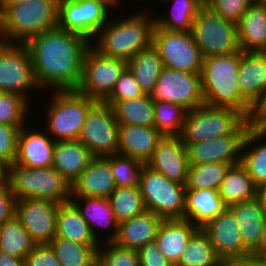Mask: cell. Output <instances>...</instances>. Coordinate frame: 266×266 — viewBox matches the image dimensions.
Segmentation results:
<instances>
[{
  "mask_svg": "<svg viewBox=\"0 0 266 266\" xmlns=\"http://www.w3.org/2000/svg\"><path fill=\"white\" fill-rule=\"evenodd\" d=\"M24 45L31 55L40 89L76 90L82 80L83 62L91 42L61 28H53L28 39Z\"/></svg>",
  "mask_w": 266,
  "mask_h": 266,
  "instance_id": "1",
  "label": "cell"
},
{
  "mask_svg": "<svg viewBox=\"0 0 266 266\" xmlns=\"http://www.w3.org/2000/svg\"><path fill=\"white\" fill-rule=\"evenodd\" d=\"M113 17L97 33L91 45L107 57L129 61L134 55L152 45L155 19L148 9ZM120 17V18H119Z\"/></svg>",
  "mask_w": 266,
  "mask_h": 266,
  "instance_id": "2",
  "label": "cell"
},
{
  "mask_svg": "<svg viewBox=\"0 0 266 266\" xmlns=\"http://www.w3.org/2000/svg\"><path fill=\"white\" fill-rule=\"evenodd\" d=\"M240 59L241 50L203 58L201 83L204 104L235 109L251 120L255 108L241 95L239 89Z\"/></svg>",
  "mask_w": 266,
  "mask_h": 266,
  "instance_id": "3",
  "label": "cell"
},
{
  "mask_svg": "<svg viewBox=\"0 0 266 266\" xmlns=\"http://www.w3.org/2000/svg\"><path fill=\"white\" fill-rule=\"evenodd\" d=\"M59 0H24L0 14L2 42L25 43L31 37L57 27Z\"/></svg>",
  "mask_w": 266,
  "mask_h": 266,
  "instance_id": "4",
  "label": "cell"
},
{
  "mask_svg": "<svg viewBox=\"0 0 266 266\" xmlns=\"http://www.w3.org/2000/svg\"><path fill=\"white\" fill-rule=\"evenodd\" d=\"M43 128L54 141L78 140L89 109L97 100L77 90H50ZM46 121V122H45Z\"/></svg>",
  "mask_w": 266,
  "mask_h": 266,
  "instance_id": "5",
  "label": "cell"
},
{
  "mask_svg": "<svg viewBox=\"0 0 266 266\" xmlns=\"http://www.w3.org/2000/svg\"><path fill=\"white\" fill-rule=\"evenodd\" d=\"M8 181L17 200L33 198L59 204L70 202L71 185L52 166L29 168L11 164L8 166Z\"/></svg>",
  "mask_w": 266,
  "mask_h": 266,
  "instance_id": "6",
  "label": "cell"
},
{
  "mask_svg": "<svg viewBox=\"0 0 266 266\" xmlns=\"http://www.w3.org/2000/svg\"><path fill=\"white\" fill-rule=\"evenodd\" d=\"M119 8L117 0H59L57 27L92 42L111 18L110 12Z\"/></svg>",
  "mask_w": 266,
  "mask_h": 266,
  "instance_id": "7",
  "label": "cell"
},
{
  "mask_svg": "<svg viewBox=\"0 0 266 266\" xmlns=\"http://www.w3.org/2000/svg\"><path fill=\"white\" fill-rule=\"evenodd\" d=\"M190 32L203 58L240 50L237 24L222 18L206 4L199 9Z\"/></svg>",
  "mask_w": 266,
  "mask_h": 266,
  "instance_id": "8",
  "label": "cell"
},
{
  "mask_svg": "<svg viewBox=\"0 0 266 266\" xmlns=\"http://www.w3.org/2000/svg\"><path fill=\"white\" fill-rule=\"evenodd\" d=\"M139 187L146 210L156 212L163 219L184 218L185 185L167 179L145 164L140 172Z\"/></svg>",
  "mask_w": 266,
  "mask_h": 266,
  "instance_id": "9",
  "label": "cell"
},
{
  "mask_svg": "<svg viewBox=\"0 0 266 266\" xmlns=\"http://www.w3.org/2000/svg\"><path fill=\"white\" fill-rule=\"evenodd\" d=\"M246 118L232 108L202 105L187 111L181 134L187 146L201 140L232 134Z\"/></svg>",
  "mask_w": 266,
  "mask_h": 266,
  "instance_id": "10",
  "label": "cell"
},
{
  "mask_svg": "<svg viewBox=\"0 0 266 266\" xmlns=\"http://www.w3.org/2000/svg\"><path fill=\"white\" fill-rule=\"evenodd\" d=\"M40 89L29 50L23 43H0V92L14 93L29 103L30 93Z\"/></svg>",
  "mask_w": 266,
  "mask_h": 266,
  "instance_id": "11",
  "label": "cell"
},
{
  "mask_svg": "<svg viewBox=\"0 0 266 266\" xmlns=\"http://www.w3.org/2000/svg\"><path fill=\"white\" fill-rule=\"evenodd\" d=\"M152 46L160 55L164 67L201 74L203 56L190 31L154 27Z\"/></svg>",
  "mask_w": 266,
  "mask_h": 266,
  "instance_id": "12",
  "label": "cell"
},
{
  "mask_svg": "<svg viewBox=\"0 0 266 266\" xmlns=\"http://www.w3.org/2000/svg\"><path fill=\"white\" fill-rule=\"evenodd\" d=\"M126 68L127 61L107 57L91 45L85 54L82 80L76 90L97 101H104Z\"/></svg>",
  "mask_w": 266,
  "mask_h": 266,
  "instance_id": "13",
  "label": "cell"
},
{
  "mask_svg": "<svg viewBox=\"0 0 266 266\" xmlns=\"http://www.w3.org/2000/svg\"><path fill=\"white\" fill-rule=\"evenodd\" d=\"M119 123L112 106L97 101L87 112L78 140L94 157H108L118 154Z\"/></svg>",
  "mask_w": 266,
  "mask_h": 266,
  "instance_id": "14",
  "label": "cell"
},
{
  "mask_svg": "<svg viewBox=\"0 0 266 266\" xmlns=\"http://www.w3.org/2000/svg\"><path fill=\"white\" fill-rule=\"evenodd\" d=\"M151 97L180 104L188 111L198 108L204 105L201 74L164 67Z\"/></svg>",
  "mask_w": 266,
  "mask_h": 266,
  "instance_id": "15",
  "label": "cell"
},
{
  "mask_svg": "<svg viewBox=\"0 0 266 266\" xmlns=\"http://www.w3.org/2000/svg\"><path fill=\"white\" fill-rule=\"evenodd\" d=\"M252 125L246 119L232 134L188 144V163H241L243 142Z\"/></svg>",
  "mask_w": 266,
  "mask_h": 266,
  "instance_id": "16",
  "label": "cell"
},
{
  "mask_svg": "<svg viewBox=\"0 0 266 266\" xmlns=\"http://www.w3.org/2000/svg\"><path fill=\"white\" fill-rule=\"evenodd\" d=\"M59 203L46 199L23 198L16 201V218L36 244H49L56 236Z\"/></svg>",
  "mask_w": 266,
  "mask_h": 266,
  "instance_id": "17",
  "label": "cell"
},
{
  "mask_svg": "<svg viewBox=\"0 0 266 266\" xmlns=\"http://www.w3.org/2000/svg\"><path fill=\"white\" fill-rule=\"evenodd\" d=\"M202 230L207 234L221 260L251 256V253L244 247L237 222L227 208L206 223Z\"/></svg>",
  "mask_w": 266,
  "mask_h": 266,
  "instance_id": "18",
  "label": "cell"
},
{
  "mask_svg": "<svg viewBox=\"0 0 266 266\" xmlns=\"http://www.w3.org/2000/svg\"><path fill=\"white\" fill-rule=\"evenodd\" d=\"M146 165L171 181L187 183L188 151L180 136H163Z\"/></svg>",
  "mask_w": 266,
  "mask_h": 266,
  "instance_id": "19",
  "label": "cell"
},
{
  "mask_svg": "<svg viewBox=\"0 0 266 266\" xmlns=\"http://www.w3.org/2000/svg\"><path fill=\"white\" fill-rule=\"evenodd\" d=\"M28 125L20 129L15 164L29 168L52 166L55 141L45 130L29 129Z\"/></svg>",
  "mask_w": 266,
  "mask_h": 266,
  "instance_id": "20",
  "label": "cell"
},
{
  "mask_svg": "<svg viewBox=\"0 0 266 266\" xmlns=\"http://www.w3.org/2000/svg\"><path fill=\"white\" fill-rule=\"evenodd\" d=\"M116 187L110 156L95 157L71 185V196L108 198Z\"/></svg>",
  "mask_w": 266,
  "mask_h": 266,
  "instance_id": "21",
  "label": "cell"
},
{
  "mask_svg": "<svg viewBox=\"0 0 266 266\" xmlns=\"http://www.w3.org/2000/svg\"><path fill=\"white\" fill-rule=\"evenodd\" d=\"M70 202L77 208L80 215L88 223L95 239L101 244L104 242H113L118 232V222L107 198L100 197H72ZM106 229L110 233H103L106 238L102 237L101 231ZM98 231V232H97ZM100 232V233H99ZM102 237V239H101Z\"/></svg>",
  "mask_w": 266,
  "mask_h": 266,
  "instance_id": "22",
  "label": "cell"
},
{
  "mask_svg": "<svg viewBox=\"0 0 266 266\" xmlns=\"http://www.w3.org/2000/svg\"><path fill=\"white\" fill-rule=\"evenodd\" d=\"M238 78L241 95L256 108L266 94V52L241 50Z\"/></svg>",
  "mask_w": 266,
  "mask_h": 266,
  "instance_id": "23",
  "label": "cell"
},
{
  "mask_svg": "<svg viewBox=\"0 0 266 266\" xmlns=\"http://www.w3.org/2000/svg\"><path fill=\"white\" fill-rule=\"evenodd\" d=\"M162 137L155 127L119 125L118 153L147 164Z\"/></svg>",
  "mask_w": 266,
  "mask_h": 266,
  "instance_id": "24",
  "label": "cell"
},
{
  "mask_svg": "<svg viewBox=\"0 0 266 266\" xmlns=\"http://www.w3.org/2000/svg\"><path fill=\"white\" fill-rule=\"evenodd\" d=\"M163 218L156 212L146 210L144 213L118 224L114 243L124 247L139 250L157 237V232Z\"/></svg>",
  "mask_w": 266,
  "mask_h": 266,
  "instance_id": "25",
  "label": "cell"
},
{
  "mask_svg": "<svg viewBox=\"0 0 266 266\" xmlns=\"http://www.w3.org/2000/svg\"><path fill=\"white\" fill-rule=\"evenodd\" d=\"M239 227L244 247L252 253L261 240L262 226L266 218V206L258 196L249 201L239 202L227 207Z\"/></svg>",
  "mask_w": 266,
  "mask_h": 266,
  "instance_id": "26",
  "label": "cell"
},
{
  "mask_svg": "<svg viewBox=\"0 0 266 266\" xmlns=\"http://www.w3.org/2000/svg\"><path fill=\"white\" fill-rule=\"evenodd\" d=\"M94 158L79 140L55 141L52 167L72 185Z\"/></svg>",
  "mask_w": 266,
  "mask_h": 266,
  "instance_id": "27",
  "label": "cell"
},
{
  "mask_svg": "<svg viewBox=\"0 0 266 266\" xmlns=\"http://www.w3.org/2000/svg\"><path fill=\"white\" fill-rule=\"evenodd\" d=\"M197 229L196 225L184 218L163 219L155 239L159 251L175 265Z\"/></svg>",
  "mask_w": 266,
  "mask_h": 266,
  "instance_id": "28",
  "label": "cell"
},
{
  "mask_svg": "<svg viewBox=\"0 0 266 266\" xmlns=\"http://www.w3.org/2000/svg\"><path fill=\"white\" fill-rule=\"evenodd\" d=\"M240 50L266 52V4L252 2L237 23Z\"/></svg>",
  "mask_w": 266,
  "mask_h": 266,
  "instance_id": "29",
  "label": "cell"
},
{
  "mask_svg": "<svg viewBox=\"0 0 266 266\" xmlns=\"http://www.w3.org/2000/svg\"><path fill=\"white\" fill-rule=\"evenodd\" d=\"M241 164L258 188L266 182V128L250 127L242 146Z\"/></svg>",
  "mask_w": 266,
  "mask_h": 266,
  "instance_id": "30",
  "label": "cell"
},
{
  "mask_svg": "<svg viewBox=\"0 0 266 266\" xmlns=\"http://www.w3.org/2000/svg\"><path fill=\"white\" fill-rule=\"evenodd\" d=\"M226 208L219 191L212 189L186 190L184 219L189 220L198 228H202Z\"/></svg>",
  "mask_w": 266,
  "mask_h": 266,
  "instance_id": "31",
  "label": "cell"
},
{
  "mask_svg": "<svg viewBox=\"0 0 266 266\" xmlns=\"http://www.w3.org/2000/svg\"><path fill=\"white\" fill-rule=\"evenodd\" d=\"M219 195L226 207L258 197V187L247 169L241 164L232 165L226 173Z\"/></svg>",
  "mask_w": 266,
  "mask_h": 266,
  "instance_id": "32",
  "label": "cell"
},
{
  "mask_svg": "<svg viewBox=\"0 0 266 266\" xmlns=\"http://www.w3.org/2000/svg\"><path fill=\"white\" fill-rule=\"evenodd\" d=\"M56 236L67 238L79 244H100L93 236L86 220L71 202L59 204Z\"/></svg>",
  "mask_w": 266,
  "mask_h": 266,
  "instance_id": "33",
  "label": "cell"
},
{
  "mask_svg": "<svg viewBox=\"0 0 266 266\" xmlns=\"http://www.w3.org/2000/svg\"><path fill=\"white\" fill-rule=\"evenodd\" d=\"M127 68L144 93L151 95L164 66L160 55L151 45L134 55L127 62Z\"/></svg>",
  "mask_w": 266,
  "mask_h": 266,
  "instance_id": "34",
  "label": "cell"
},
{
  "mask_svg": "<svg viewBox=\"0 0 266 266\" xmlns=\"http://www.w3.org/2000/svg\"><path fill=\"white\" fill-rule=\"evenodd\" d=\"M112 109L119 125L155 127L154 100L149 94L117 101Z\"/></svg>",
  "mask_w": 266,
  "mask_h": 266,
  "instance_id": "35",
  "label": "cell"
},
{
  "mask_svg": "<svg viewBox=\"0 0 266 266\" xmlns=\"http://www.w3.org/2000/svg\"><path fill=\"white\" fill-rule=\"evenodd\" d=\"M171 6L168 13L154 16L155 27L176 31H191L193 20L199 9L205 4L204 0H159ZM171 3V5L169 4Z\"/></svg>",
  "mask_w": 266,
  "mask_h": 266,
  "instance_id": "36",
  "label": "cell"
},
{
  "mask_svg": "<svg viewBox=\"0 0 266 266\" xmlns=\"http://www.w3.org/2000/svg\"><path fill=\"white\" fill-rule=\"evenodd\" d=\"M62 266H96L100 244H79L55 236L49 243Z\"/></svg>",
  "mask_w": 266,
  "mask_h": 266,
  "instance_id": "37",
  "label": "cell"
},
{
  "mask_svg": "<svg viewBox=\"0 0 266 266\" xmlns=\"http://www.w3.org/2000/svg\"><path fill=\"white\" fill-rule=\"evenodd\" d=\"M221 263L207 234L202 228H198L189 238L186 250L174 266H221Z\"/></svg>",
  "mask_w": 266,
  "mask_h": 266,
  "instance_id": "38",
  "label": "cell"
},
{
  "mask_svg": "<svg viewBox=\"0 0 266 266\" xmlns=\"http://www.w3.org/2000/svg\"><path fill=\"white\" fill-rule=\"evenodd\" d=\"M35 246L31 235L16 216L0 225V252L24 260Z\"/></svg>",
  "mask_w": 266,
  "mask_h": 266,
  "instance_id": "39",
  "label": "cell"
},
{
  "mask_svg": "<svg viewBox=\"0 0 266 266\" xmlns=\"http://www.w3.org/2000/svg\"><path fill=\"white\" fill-rule=\"evenodd\" d=\"M231 166V164L223 162L189 164L186 190L212 189L219 191Z\"/></svg>",
  "mask_w": 266,
  "mask_h": 266,
  "instance_id": "40",
  "label": "cell"
},
{
  "mask_svg": "<svg viewBox=\"0 0 266 266\" xmlns=\"http://www.w3.org/2000/svg\"><path fill=\"white\" fill-rule=\"evenodd\" d=\"M107 199L118 223L146 211L139 186L116 187Z\"/></svg>",
  "mask_w": 266,
  "mask_h": 266,
  "instance_id": "41",
  "label": "cell"
},
{
  "mask_svg": "<svg viewBox=\"0 0 266 266\" xmlns=\"http://www.w3.org/2000/svg\"><path fill=\"white\" fill-rule=\"evenodd\" d=\"M187 111L180 104L154 100L155 128L163 136H179Z\"/></svg>",
  "mask_w": 266,
  "mask_h": 266,
  "instance_id": "42",
  "label": "cell"
},
{
  "mask_svg": "<svg viewBox=\"0 0 266 266\" xmlns=\"http://www.w3.org/2000/svg\"><path fill=\"white\" fill-rule=\"evenodd\" d=\"M31 104L22 96L0 92V123L23 127L28 123ZM27 122V123H26Z\"/></svg>",
  "mask_w": 266,
  "mask_h": 266,
  "instance_id": "43",
  "label": "cell"
},
{
  "mask_svg": "<svg viewBox=\"0 0 266 266\" xmlns=\"http://www.w3.org/2000/svg\"><path fill=\"white\" fill-rule=\"evenodd\" d=\"M145 164L122 154L110 156L112 175L117 187L139 186L140 172Z\"/></svg>",
  "mask_w": 266,
  "mask_h": 266,
  "instance_id": "44",
  "label": "cell"
},
{
  "mask_svg": "<svg viewBox=\"0 0 266 266\" xmlns=\"http://www.w3.org/2000/svg\"><path fill=\"white\" fill-rule=\"evenodd\" d=\"M96 266H139L138 252L114 242H104L97 251Z\"/></svg>",
  "mask_w": 266,
  "mask_h": 266,
  "instance_id": "45",
  "label": "cell"
},
{
  "mask_svg": "<svg viewBox=\"0 0 266 266\" xmlns=\"http://www.w3.org/2000/svg\"><path fill=\"white\" fill-rule=\"evenodd\" d=\"M144 95V91L138 85L133 74L128 68H126L120 78L116 81L113 91L104 102L113 106L117 101L135 99Z\"/></svg>",
  "mask_w": 266,
  "mask_h": 266,
  "instance_id": "46",
  "label": "cell"
},
{
  "mask_svg": "<svg viewBox=\"0 0 266 266\" xmlns=\"http://www.w3.org/2000/svg\"><path fill=\"white\" fill-rule=\"evenodd\" d=\"M253 0H206L205 4L222 18L238 23Z\"/></svg>",
  "mask_w": 266,
  "mask_h": 266,
  "instance_id": "47",
  "label": "cell"
},
{
  "mask_svg": "<svg viewBox=\"0 0 266 266\" xmlns=\"http://www.w3.org/2000/svg\"><path fill=\"white\" fill-rule=\"evenodd\" d=\"M21 128L0 123V158L8 165L14 164L16 161L18 136Z\"/></svg>",
  "mask_w": 266,
  "mask_h": 266,
  "instance_id": "48",
  "label": "cell"
},
{
  "mask_svg": "<svg viewBox=\"0 0 266 266\" xmlns=\"http://www.w3.org/2000/svg\"><path fill=\"white\" fill-rule=\"evenodd\" d=\"M24 261L25 266H62L49 244H36Z\"/></svg>",
  "mask_w": 266,
  "mask_h": 266,
  "instance_id": "49",
  "label": "cell"
},
{
  "mask_svg": "<svg viewBox=\"0 0 266 266\" xmlns=\"http://www.w3.org/2000/svg\"><path fill=\"white\" fill-rule=\"evenodd\" d=\"M139 266H174L160 251L154 240L137 250Z\"/></svg>",
  "mask_w": 266,
  "mask_h": 266,
  "instance_id": "50",
  "label": "cell"
},
{
  "mask_svg": "<svg viewBox=\"0 0 266 266\" xmlns=\"http://www.w3.org/2000/svg\"><path fill=\"white\" fill-rule=\"evenodd\" d=\"M16 201L17 198L11 192L8 179L0 182V225L15 217Z\"/></svg>",
  "mask_w": 266,
  "mask_h": 266,
  "instance_id": "51",
  "label": "cell"
},
{
  "mask_svg": "<svg viewBox=\"0 0 266 266\" xmlns=\"http://www.w3.org/2000/svg\"><path fill=\"white\" fill-rule=\"evenodd\" d=\"M221 266H266V262L263 259L250 256L246 258L222 260Z\"/></svg>",
  "mask_w": 266,
  "mask_h": 266,
  "instance_id": "52",
  "label": "cell"
},
{
  "mask_svg": "<svg viewBox=\"0 0 266 266\" xmlns=\"http://www.w3.org/2000/svg\"><path fill=\"white\" fill-rule=\"evenodd\" d=\"M251 122L253 126L266 128V94L255 108Z\"/></svg>",
  "mask_w": 266,
  "mask_h": 266,
  "instance_id": "53",
  "label": "cell"
},
{
  "mask_svg": "<svg viewBox=\"0 0 266 266\" xmlns=\"http://www.w3.org/2000/svg\"><path fill=\"white\" fill-rule=\"evenodd\" d=\"M251 256L257 259L266 258V218L262 226V236L257 248L251 253Z\"/></svg>",
  "mask_w": 266,
  "mask_h": 266,
  "instance_id": "54",
  "label": "cell"
},
{
  "mask_svg": "<svg viewBox=\"0 0 266 266\" xmlns=\"http://www.w3.org/2000/svg\"><path fill=\"white\" fill-rule=\"evenodd\" d=\"M0 266H25V261L0 252Z\"/></svg>",
  "mask_w": 266,
  "mask_h": 266,
  "instance_id": "55",
  "label": "cell"
},
{
  "mask_svg": "<svg viewBox=\"0 0 266 266\" xmlns=\"http://www.w3.org/2000/svg\"><path fill=\"white\" fill-rule=\"evenodd\" d=\"M8 164L0 158V182L8 179Z\"/></svg>",
  "mask_w": 266,
  "mask_h": 266,
  "instance_id": "56",
  "label": "cell"
},
{
  "mask_svg": "<svg viewBox=\"0 0 266 266\" xmlns=\"http://www.w3.org/2000/svg\"><path fill=\"white\" fill-rule=\"evenodd\" d=\"M24 0H0V14L10 5L22 2Z\"/></svg>",
  "mask_w": 266,
  "mask_h": 266,
  "instance_id": "57",
  "label": "cell"
},
{
  "mask_svg": "<svg viewBox=\"0 0 266 266\" xmlns=\"http://www.w3.org/2000/svg\"><path fill=\"white\" fill-rule=\"evenodd\" d=\"M258 196L264 202L266 206V182L258 188Z\"/></svg>",
  "mask_w": 266,
  "mask_h": 266,
  "instance_id": "58",
  "label": "cell"
},
{
  "mask_svg": "<svg viewBox=\"0 0 266 266\" xmlns=\"http://www.w3.org/2000/svg\"><path fill=\"white\" fill-rule=\"evenodd\" d=\"M253 1L261 4H266V0H253Z\"/></svg>",
  "mask_w": 266,
  "mask_h": 266,
  "instance_id": "59",
  "label": "cell"
},
{
  "mask_svg": "<svg viewBox=\"0 0 266 266\" xmlns=\"http://www.w3.org/2000/svg\"><path fill=\"white\" fill-rule=\"evenodd\" d=\"M128 1H130V0H128ZM135 1V0H134ZM117 2L119 3V4H121L122 2H123V0H117Z\"/></svg>",
  "mask_w": 266,
  "mask_h": 266,
  "instance_id": "60",
  "label": "cell"
}]
</instances>
